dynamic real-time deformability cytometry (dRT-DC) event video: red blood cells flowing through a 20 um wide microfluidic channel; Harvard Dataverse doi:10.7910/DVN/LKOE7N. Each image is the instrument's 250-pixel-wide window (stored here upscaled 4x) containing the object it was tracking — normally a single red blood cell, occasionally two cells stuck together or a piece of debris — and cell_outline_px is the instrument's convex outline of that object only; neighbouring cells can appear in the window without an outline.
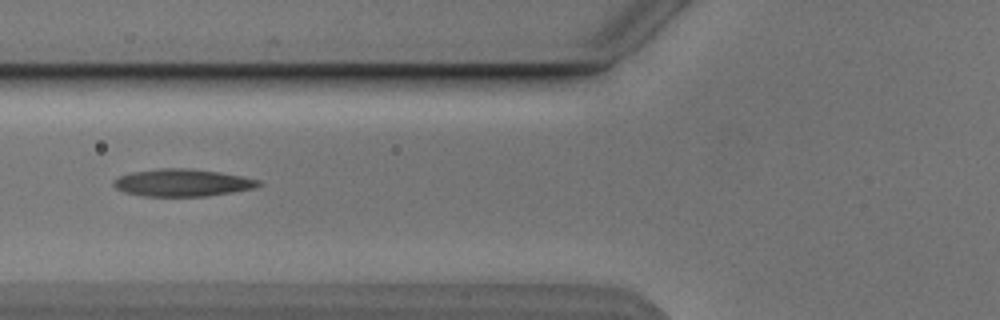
{"species": "Egyptian fruit bat (a non-hibernating species)", "species_latin": "Rousettus aegyptiacus", "temperature_condition": "cold", "stored_images_in_passage": 6, "camera_frame_rate_fps": 3000, "um_per_image_px": 0.085, "animal": {"sex": "male"}, "frame": {"image": 1, "passage_image": 6, "time_ms": 6.0, "image_size_px": [1000, 320], "cell_outline_px": [[264, 184], [252, 188], [232, 192], [208, 196], [144, 196], [124, 192], [116, 188], [112, 184], [112, 180], [120, 176], [132, 172], [160, 168], [188, 168], [220, 172], [260, 180]], "centroid_in_image_um": [15.49, 15.53], "position_along_channel_um": 110.3, "area_um2": 23.06}}